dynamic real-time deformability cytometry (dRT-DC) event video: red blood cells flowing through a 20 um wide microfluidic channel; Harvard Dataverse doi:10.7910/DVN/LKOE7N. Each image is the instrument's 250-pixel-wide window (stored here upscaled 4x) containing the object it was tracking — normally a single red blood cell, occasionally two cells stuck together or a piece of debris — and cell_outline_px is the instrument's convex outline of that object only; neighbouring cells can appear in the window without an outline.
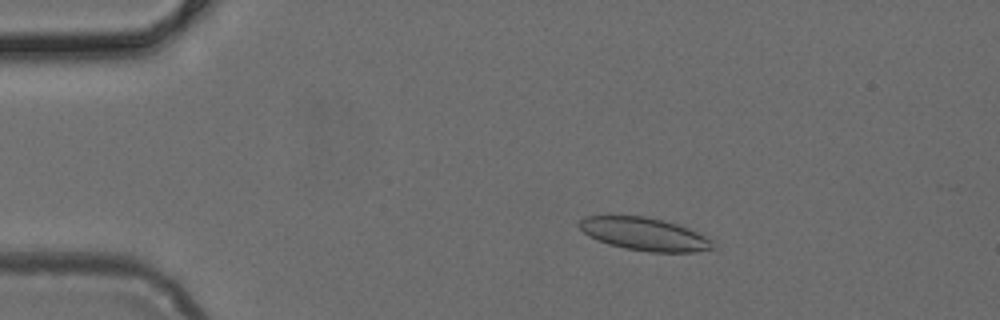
{"species": "common noctule bat (a hibernating species)", "species_latin": "Nyctalus noctula", "temperature_condition": "cold", "stored_images_in_passage": 2, "camera_frame_rate_fps": 3000, "um_per_image_px": 0.085, "animal": {"sex": "female", "body_mass_g": 24.6, "forearm_length_mm": 56.2}, "frame": {"image": 1, "passage_image": 1, "time_ms": 0.0, "image_size_px": [1000, 320], "cell_outline_px": [[716, 248], [696, 252], [648, 252], [624, 248], [608, 244], [596, 240], [588, 236], [576, 224], [584, 216], [644, 216], [664, 220], [688, 228], [716, 240]], "centroid_in_image_um": [54.82, 19.91], "position_along_channel_um": 30.2, "area_um2": 25.95}}